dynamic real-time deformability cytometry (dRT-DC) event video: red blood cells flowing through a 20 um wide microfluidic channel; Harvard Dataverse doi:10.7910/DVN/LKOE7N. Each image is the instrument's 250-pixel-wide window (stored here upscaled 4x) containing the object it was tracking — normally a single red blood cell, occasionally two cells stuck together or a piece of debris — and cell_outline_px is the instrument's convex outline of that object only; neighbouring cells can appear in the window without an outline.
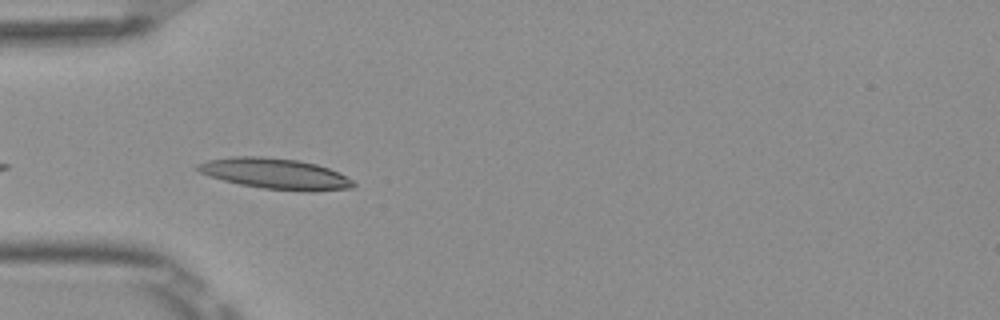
{"species": "Egyptian fruit bat (a non-hibernating species)", "species_latin": "Rousettus aegyptiacus", "temperature_condition": "room temperature", "stored_images_in_passage": 12, "camera_frame_rate_fps": 3000, "um_per_image_px": 0.085, "frame": {"image": 1, "passage_image": 3, "time_ms": 0.667, "image_size_px": [1000, 320], "cell_outline_px": [[356, 184], [352, 188], [312, 192], [308, 192], [264, 188], [240, 184], [224, 180], [200, 172], [196, 168], [196, 164], [208, 160], [232, 156], [260, 156], [296, 160], [316, 164], [340, 172], [352, 180]], "centroid_in_image_um": [23.44, 14.77], "position_along_channel_um": 61.6, "area_um2": 27.8}}
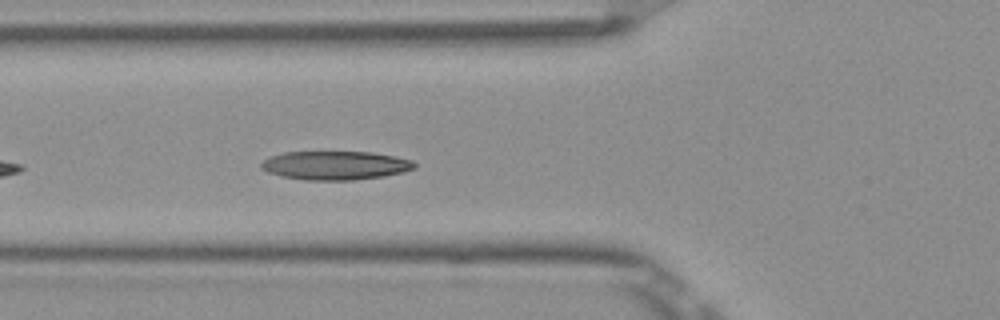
{"frame": {"image": 2, "passage_image": 6, "time_ms": 1.667, "image_size_px": [1000, 320], "cell_outline_px": [[416, 168], [404, 172], [384, 176], [352, 180], [304, 180], [280, 176], [268, 172], [260, 168], [260, 164], [268, 156], [284, 152], [372, 152], [396, 156], [412, 160], [416, 164]], "centroid_in_image_um": [28.5, 14.06], "position_along_channel_um": 97.3, "area_um2": 25.89}}
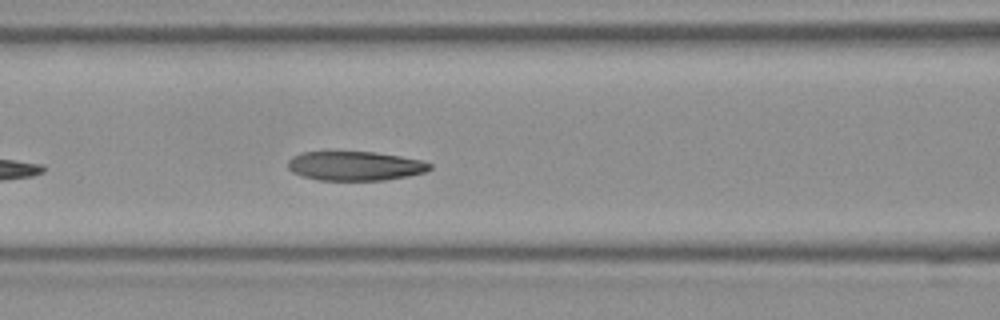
{"frame": {"image": 3, "passage_image": 9, "time_ms": 2.667, "image_size_px": [1000, 320], "cell_outline_px": [[432, 168], [424, 172], [408, 176], [384, 180], [316, 180], [292, 172], [288, 168], [288, 160], [292, 156], [300, 152], [376, 152], [400, 156], [420, 160], [432, 164]], "centroid_in_image_um": [30.16, 14.1], "position_along_channel_um": 136.4, "area_um2": 24.16}}